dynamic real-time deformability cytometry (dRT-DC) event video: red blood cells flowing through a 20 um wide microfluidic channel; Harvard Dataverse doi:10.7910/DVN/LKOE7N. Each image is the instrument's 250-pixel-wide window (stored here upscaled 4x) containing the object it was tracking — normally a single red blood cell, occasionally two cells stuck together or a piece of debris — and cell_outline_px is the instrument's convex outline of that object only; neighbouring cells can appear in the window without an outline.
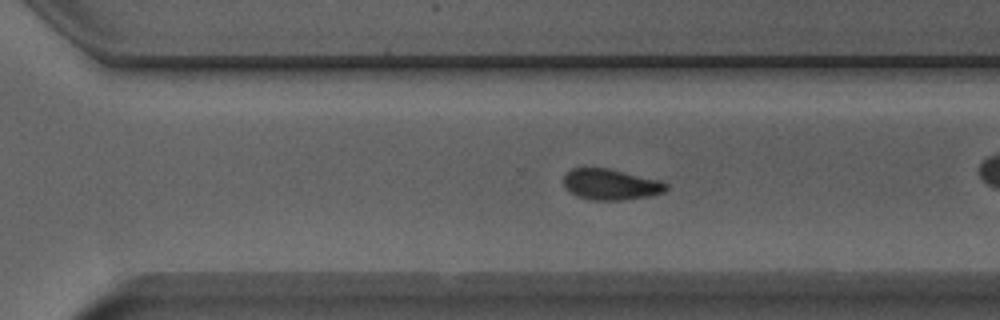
{"species": "Egyptian fruit bat (a non-hibernating species)", "species_latin": "Rousettus aegyptiacus", "temperature_condition": "room temperature", "stored_images_in_passage": 44, "camera_frame_rate_fps": 3000, "um_per_image_px": 0.085, "animal": {"sex": "male"}, "frame": {"image": 1, "passage_image": 26, "time_ms": 8.333, "image_size_px": [1000, 320], "cell_outline_px": [[668, 188], [664, 192], [648, 196], [620, 200], [592, 200], [576, 196], [564, 184], [564, 176], [572, 168], [608, 168], [660, 180], [668, 184]], "centroid_in_image_um": [51.94, 15.67], "position_along_channel_um": 318.7, "area_um2": 18.26}, "authors_computed_cell_mechanics": {"area_um2": 18.9584, "velocity_mm_per_s": 3.9158, "shape_relaxation_time_tau1_ms": 4.1034, "shape_relaxation_time_tau2_ms": 1.9862, "deformation_change_tau1": 0.0941, "deformation_change_tau2": 0.0545}}